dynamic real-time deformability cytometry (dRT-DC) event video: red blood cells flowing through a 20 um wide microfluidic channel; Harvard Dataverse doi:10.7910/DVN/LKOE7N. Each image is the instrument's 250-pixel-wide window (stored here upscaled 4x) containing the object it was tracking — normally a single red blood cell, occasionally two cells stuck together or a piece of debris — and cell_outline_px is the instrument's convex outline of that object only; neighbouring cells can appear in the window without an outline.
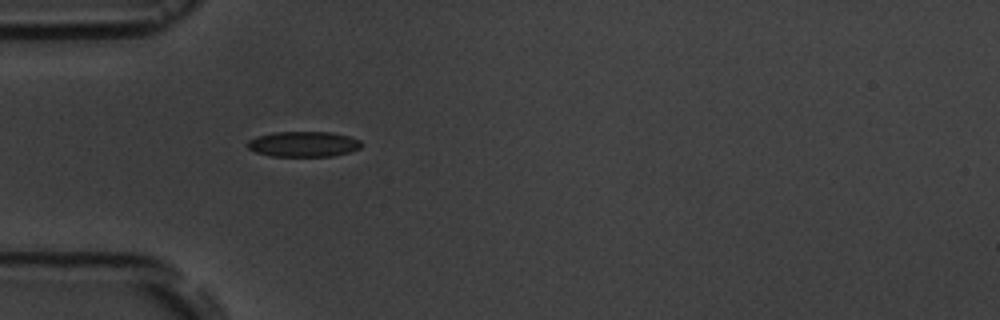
{"species": "common noctule bat (a hibernating species)", "species_latin": "Nyctalus noctula", "temperature_condition": "room temperature", "stored_images_in_passage": 5, "camera_frame_rate_fps": 3000, "um_per_image_px": 0.085, "animal": {"sex": "male", "body_mass_g": 19.5, "forearm_length_mm": 54.6}, "frame": {"image": 1, "passage_image": 5, "time_ms": 5.333, "image_size_px": [1000, 320], "cell_outline_px": [[364, 144], [360, 148], [348, 152], [332, 156], [272, 156], [256, 152], [248, 148], [244, 144], [248, 140], [256, 136], [272, 132], [332, 132], [348, 136], [360, 140]], "centroid_in_image_um": [25.77, 12.24], "position_along_channel_um": 59.2, "area_um2": 16.99}}